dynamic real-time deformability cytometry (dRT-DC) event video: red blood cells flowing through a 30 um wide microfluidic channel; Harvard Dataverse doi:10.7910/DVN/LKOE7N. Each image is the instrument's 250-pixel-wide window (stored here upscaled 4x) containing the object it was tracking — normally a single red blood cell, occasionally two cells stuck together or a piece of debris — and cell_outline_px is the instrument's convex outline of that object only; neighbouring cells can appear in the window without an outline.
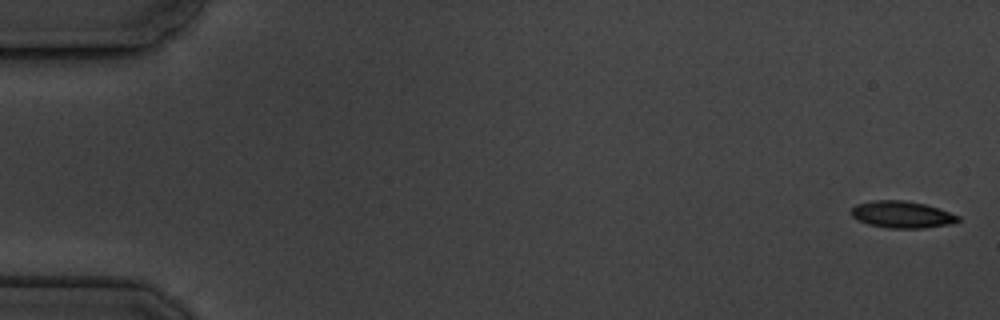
{"species": "common noctule bat (a hibernating species)", "species_latin": "Nyctalus noctula", "temperature_condition": "cold", "stored_images_in_passage": 17, "camera_frame_rate_fps": 3000, "um_per_image_px": 0.085, "animal": {"sex": "male", "body_mass_g": 19.5, "forearm_length_mm": 54.6}, "frame": {"image": 1, "passage_image": 1, "time_ms": 0.0, "image_size_px": [1000, 320], "cell_outline_px": [[960, 220], [948, 224], [924, 228], [888, 228], [868, 224], [852, 216], [852, 208], [856, 204], [872, 200], [904, 200], [924, 204], [960, 216]], "centroid_in_image_um": [76.64, 18.23], "position_along_channel_um": 8.4, "area_um2": 16.47}}
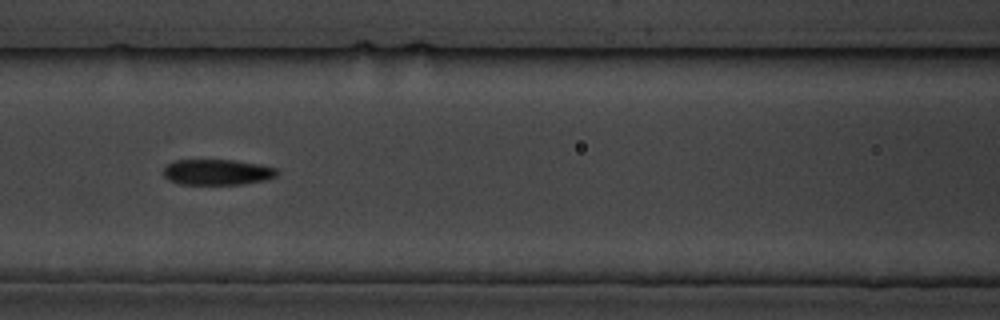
{"frame": {"image": 2, "passage_image": 8, "time_ms": 8.0, "image_size_px": [1000, 320], "cell_outline_px": [[280, 172], [276, 176], [264, 180], [244, 184], [180, 184], [168, 180], [164, 176], [164, 168], [168, 164], [176, 160], [236, 160], [260, 164], [276, 168]], "centroid_in_image_um": [18.49, 14.63], "position_along_channel_um": 148.1, "area_um2": 17.05}}
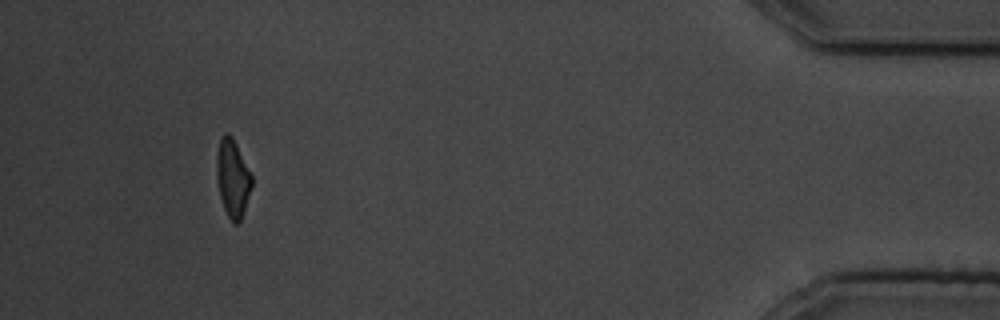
{"frame": {"image": 3, "passage_image": 16, "time_ms": 17.333, "image_size_px": [1000, 320], "cell_outline_px": [[252, 184], [240, 220], [236, 224], [232, 224], [224, 208], [220, 196], [216, 180], [216, 152], [220, 136], [224, 132], [228, 132], [232, 136], [252, 176]], "centroid_in_image_um": [19.73, 15.09], "position_along_channel_um": 415.5, "area_um2": 15.9}, "authors_computed_cell_mechanics": {"area_um2": 16.8776, "velocity_mm_per_s": 3.5427, "shape_relaxation_time_tau1_ms": 3.8113, "shape_relaxation_time_tau2_ms": null, "deformation_change_tau1": 0.1348, "deformation_change_tau2": null}}